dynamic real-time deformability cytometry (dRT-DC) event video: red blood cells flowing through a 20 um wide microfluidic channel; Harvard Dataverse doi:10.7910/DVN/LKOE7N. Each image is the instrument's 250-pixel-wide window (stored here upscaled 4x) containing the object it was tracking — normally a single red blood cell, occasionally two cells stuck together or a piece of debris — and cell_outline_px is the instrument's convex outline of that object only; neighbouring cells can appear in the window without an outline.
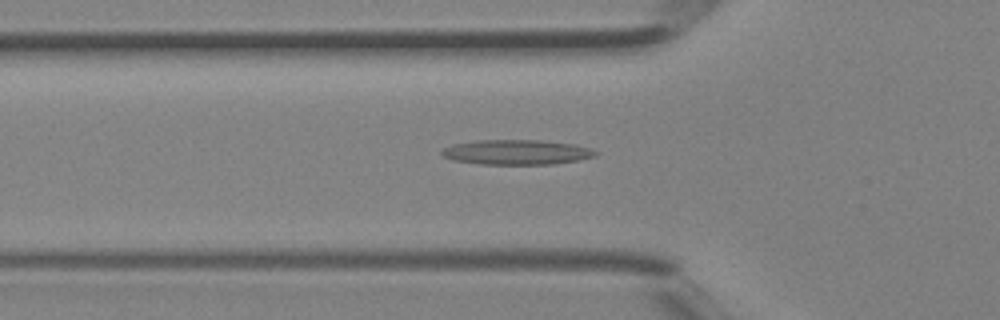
{"species": "Egyptian fruit bat (a non-hibernating species)", "species_latin": "Rousettus aegyptiacus", "temperature_condition": "room temperature", "stored_images_in_passage": 23, "camera_frame_rate_fps": 3000, "um_per_image_px": 0.085, "animal": {"sex": "female"}, "frame": {"image": 1, "passage_image": 13, "time_ms": 4.0, "image_size_px": [1000, 320], "cell_outline_px": [[600, 152], [596, 156], [576, 160], [552, 164], [480, 164], [452, 160], [440, 156], [440, 152], [444, 148], [452, 144], [476, 140], [540, 140], [576, 144], [592, 148]], "centroid_in_image_um": [43.9, 12.93], "position_along_channel_um": 81.9, "area_um2": 22.54}}
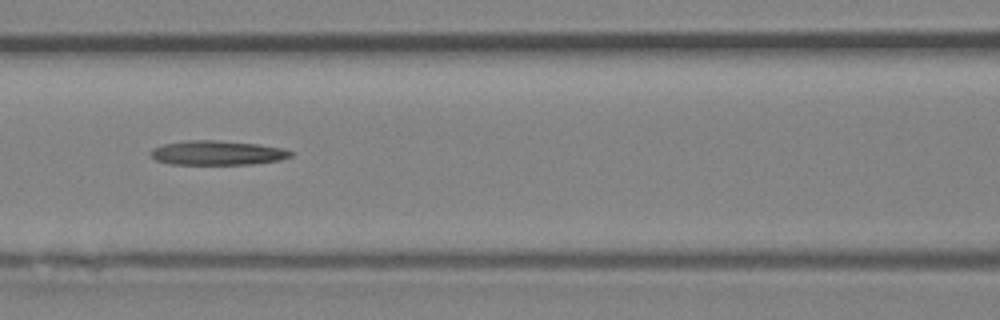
{"frame": {"image": 2, "passage_image": 17, "time_ms": 5.333, "image_size_px": [1000, 320], "cell_outline_px": [[296, 152], [292, 156], [280, 160], [252, 164], [172, 164], [156, 160], [152, 156], [152, 148], [160, 144], [188, 140], [216, 140], [260, 144], [284, 148]], "centroid_in_image_um": [18.52, 12.98], "position_along_channel_um": 148.1, "area_um2": 20.06}}
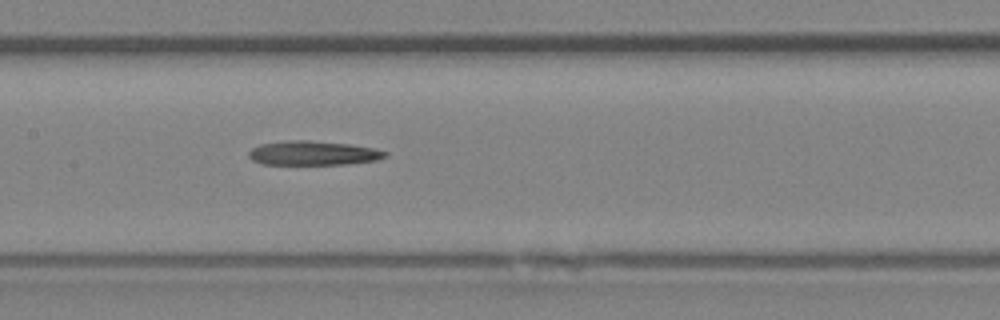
{"frame": {"image": 3, "passage_image": 19, "time_ms": 6.0, "image_size_px": [1000, 320], "cell_outline_px": [[388, 156], [376, 160], [348, 164], [264, 164], [252, 160], [248, 156], [248, 152], [252, 148], [260, 144], [288, 140], [308, 140], [348, 144], [372, 148], [388, 152]], "centroid_in_image_um": [26.6, 13.01], "position_along_channel_um": 180.8, "area_um2": 19.19}}